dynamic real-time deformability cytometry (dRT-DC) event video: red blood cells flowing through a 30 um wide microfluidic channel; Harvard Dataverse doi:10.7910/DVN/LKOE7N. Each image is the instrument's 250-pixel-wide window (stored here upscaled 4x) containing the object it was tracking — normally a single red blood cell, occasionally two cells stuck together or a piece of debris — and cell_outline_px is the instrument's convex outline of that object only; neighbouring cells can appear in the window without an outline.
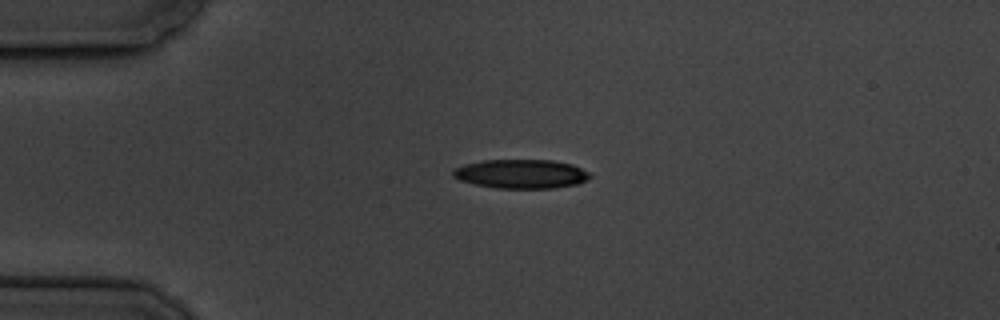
{"species": "common noctule bat (a hibernating species)", "species_latin": "Nyctalus noctula", "temperature_condition": "cold", "stored_images_in_passage": 2, "camera_frame_rate_fps": 3000, "um_per_image_px": 0.085, "animal": {"sex": "male", "body_mass_g": 19.5, "forearm_length_mm": 54.6}, "frame": {"image": 1, "passage_image": 1, "time_ms": 0.0, "image_size_px": [1000, 320], "cell_outline_px": [[592, 176], [576, 184], [556, 188], [496, 188], [476, 184], [460, 180], [452, 176], [452, 172], [456, 168], [464, 164], [484, 160], [552, 160], [572, 164], [588, 172]], "centroid_in_image_um": [44.28, 14.78], "position_along_channel_um": 40.7, "area_um2": 23.0}}